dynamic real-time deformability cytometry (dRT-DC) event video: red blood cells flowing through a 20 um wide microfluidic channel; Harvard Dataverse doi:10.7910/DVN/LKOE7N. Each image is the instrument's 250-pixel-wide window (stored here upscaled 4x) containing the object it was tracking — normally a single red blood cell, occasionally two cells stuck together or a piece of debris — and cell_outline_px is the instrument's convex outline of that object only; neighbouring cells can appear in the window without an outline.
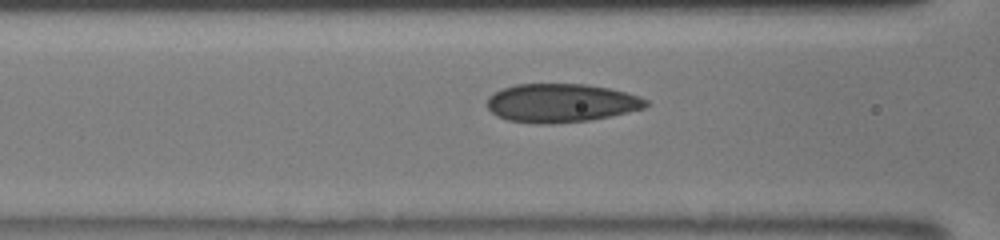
{"species": "human", "species_latin": "Homo sapiens", "temperature_condition": "room temperature", "stored_images_in_passage": 22, "camera_frame_rate_fps": 3000, "um_per_image_px": 0.085, "donor": {"sex": "male"}, "frame": {"image": 1, "passage_image": 20, "time_ms": 6.333, "image_size_px": [1000, 240], "cell_outline_px": [[648, 104], [644, 108], [628, 112], [588, 120], [548, 124], [536, 124], [508, 120], [496, 116], [488, 108], [488, 96], [504, 88], [516, 84], [588, 84], [608, 88], [640, 96], [648, 100]], "centroid_in_image_um": [47.69, 8.75], "position_along_channel_um": 118.9, "area_um2": 35.55}}